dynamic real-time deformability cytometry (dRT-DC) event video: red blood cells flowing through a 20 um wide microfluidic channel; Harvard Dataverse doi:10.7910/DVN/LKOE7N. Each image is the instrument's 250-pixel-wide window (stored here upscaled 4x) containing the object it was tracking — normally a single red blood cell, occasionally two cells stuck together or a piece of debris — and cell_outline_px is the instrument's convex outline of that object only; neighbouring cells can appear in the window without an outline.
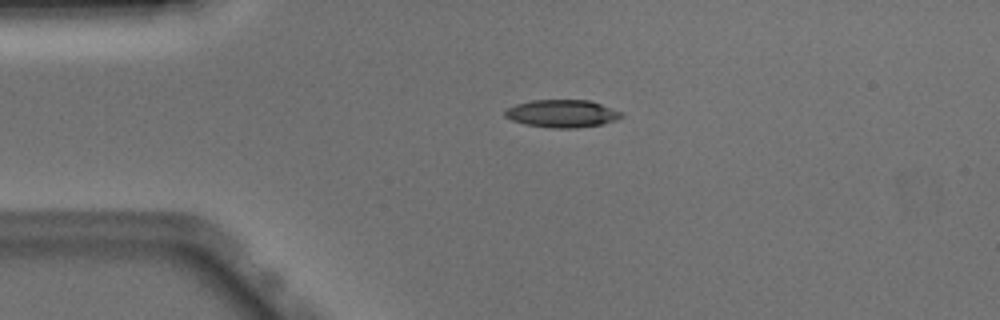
{"species": "Egyptian fruit bat (a non-hibernating species)", "species_latin": "Rousettus aegyptiacus", "temperature_condition": "warm", "stored_images_in_passage": 41, "camera_frame_rate_fps": 3000, "um_per_image_px": 0.085, "animal": {"sex": "male"}, "frame": {"image": 1, "passage_image": 1, "time_ms": 0.0, "image_size_px": [1000, 320], "cell_outline_px": [[624, 116], [616, 120], [604, 124], [576, 128], [552, 128], [524, 124], [512, 120], [504, 116], [504, 112], [508, 108], [516, 104], [532, 100], [592, 100], [624, 112]], "centroid_in_image_um": [47.83, 9.65], "position_along_channel_um": 37.2, "area_um2": 19.02}}
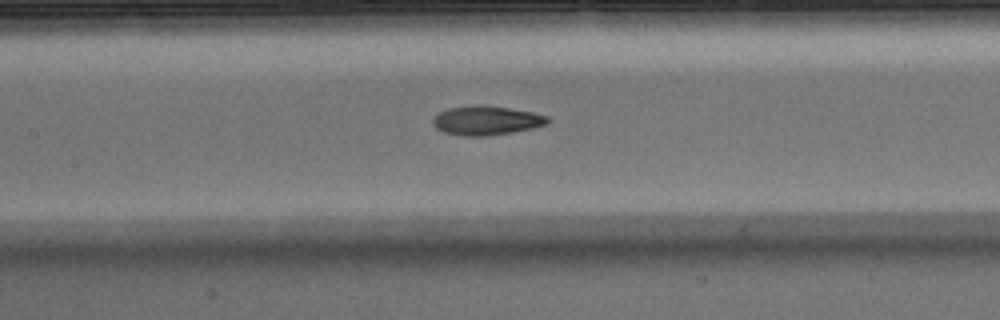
{"frame": {"image": 2, "passage_image": 13, "time_ms": 4.0, "image_size_px": [1000, 320], "cell_outline_px": [[548, 124], [532, 128], [512, 132], [488, 136], [464, 136], [444, 132], [436, 128], [432, 124], [432, 120], [436, 112], [448, 108], [472, 104], [480, 104], [508, 108], [532, 112], [548, 116]], "centroid_in_image_um": [41.28, 10.23], "position_along_channel_um": 166.1, "area_um2": 19.71}}
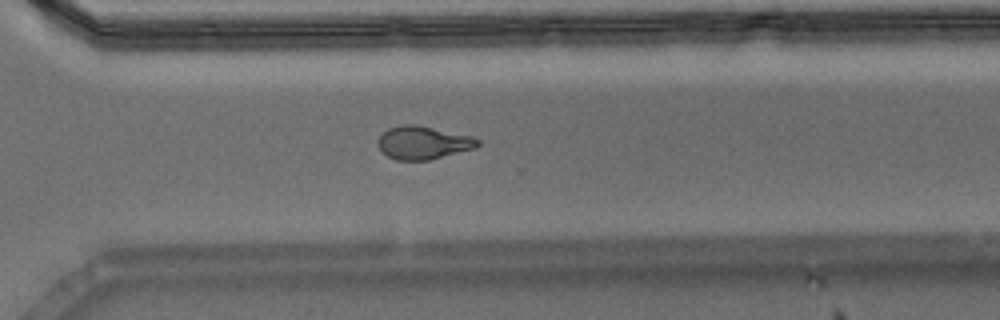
{"frame": {"image": 3, "passage_image": 26, "time_ms": 8.333, "image_size_px": [1000, 320], "cell_outline_px": [[480, 144], [476, 148], [428, 160], [396, 160], [380, 152], [376, 144], [376, 140], [388, 128], [404, 124], [416, 124], [472, 136], [480, 140]], "centroid_in_image_um": [35.94, 12.13], "position_along_channel_um": 334.7, "area_um2": 19.42}, "authors_computed_cell_mechanics": {"area_um2": 19.4786, "velocity_mm_per_s": 3.899, "shape_relaxation_time_tau1_ms": 8.3211, "shape_relaxation_time_tau2_ms": 2.7015, "deformation_change_tau1": 0.2559, "deformation_change_tau2": 0.101}}